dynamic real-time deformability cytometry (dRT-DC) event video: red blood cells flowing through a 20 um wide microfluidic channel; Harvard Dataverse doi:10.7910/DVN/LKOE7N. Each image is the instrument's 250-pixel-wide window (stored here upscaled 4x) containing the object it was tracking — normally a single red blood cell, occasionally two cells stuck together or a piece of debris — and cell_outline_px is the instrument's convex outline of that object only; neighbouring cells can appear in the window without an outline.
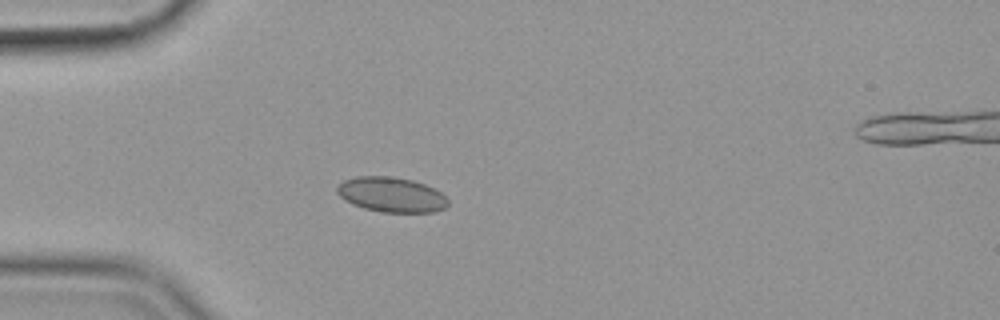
{"species": "common noctule bat (a hibernating species)", "species_latin": "Nyctalus noctula", "temperature_condition": "cold", "stored_images_in_passage": 58, "camera_frame_rate_fps": 3000, "um_per_image_px": 0.085, "animal": {"sex": "female", "body_mass_g": 19.9}, "frame": {"image": 1, "passage_image": 16, "time_ms": 5.0, "image_size_px": [1000, 320], "cell_outline_px": [[448, 204], [444, 208], [436, 212], [380, 212], [364, 208], [352, 204], [344, 200], [336, 192], [336, 188], [344, 180], [356, 176], [392, 176], [412, 180], [424, 184], [440, 192], [448, 200]], "centroid_in_image_um": [33.24, 16.54], "position_along_channel_um": 51.8, "area_um2": 22.6}}
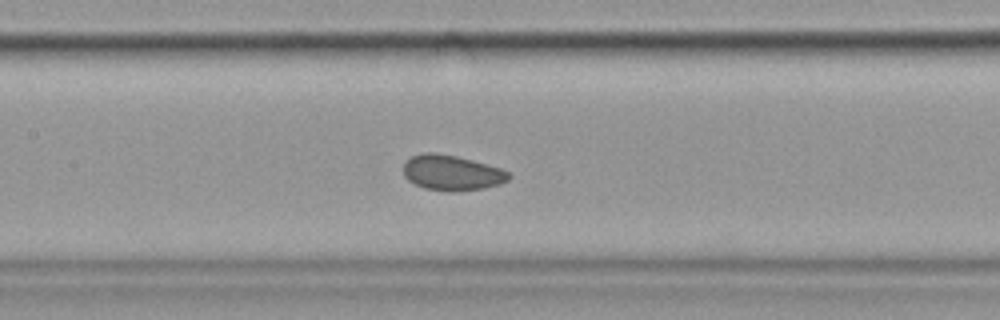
{"frame": {"image": 2, "passage_image": 27, "time_ms": 8.667, "image_size_px": [1000, 320], "cell_outline_px": [[512, 176], [508, 180], [500, 184], [484, 188], [452, 192], [448, 192], [424, 188], [408, 180], [404, 176], [404, 160], [412, 156], [424, 152], [432, 152], [456, 156], [472, 160], [500, 168], [508, 172]], "centroid_in_image_um": [38.39, 14.69], "position_along_channel_um": 169.0, "area_um2": 21.73}}
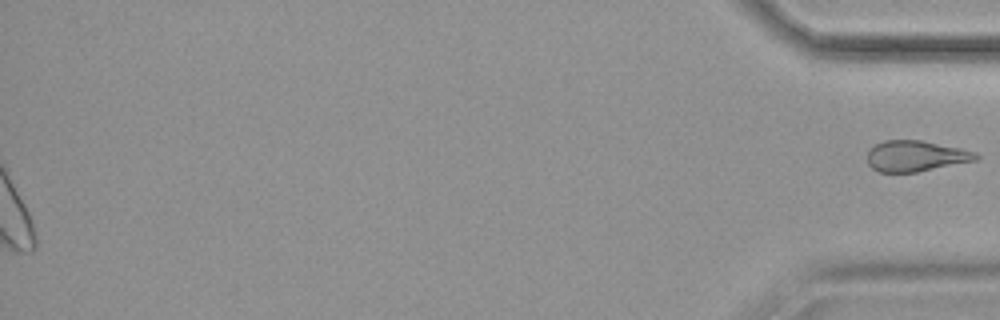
{"frame": {"image": 3, "passage_image": 58, "time_ms": 19.0, "image_size_px": [1000, 320], "cell_outline_px": [[980, 156], [976, 160], [916, 172], [880, 172], [872, 168], [868, 164], [868, 148], [884, 140], [920, 140], [960, 148], [976, 152]], "centroid_in_image_um": [77.81, 13.26], "position_along_channel_um": 357.4, "area_um2": 19.42}}